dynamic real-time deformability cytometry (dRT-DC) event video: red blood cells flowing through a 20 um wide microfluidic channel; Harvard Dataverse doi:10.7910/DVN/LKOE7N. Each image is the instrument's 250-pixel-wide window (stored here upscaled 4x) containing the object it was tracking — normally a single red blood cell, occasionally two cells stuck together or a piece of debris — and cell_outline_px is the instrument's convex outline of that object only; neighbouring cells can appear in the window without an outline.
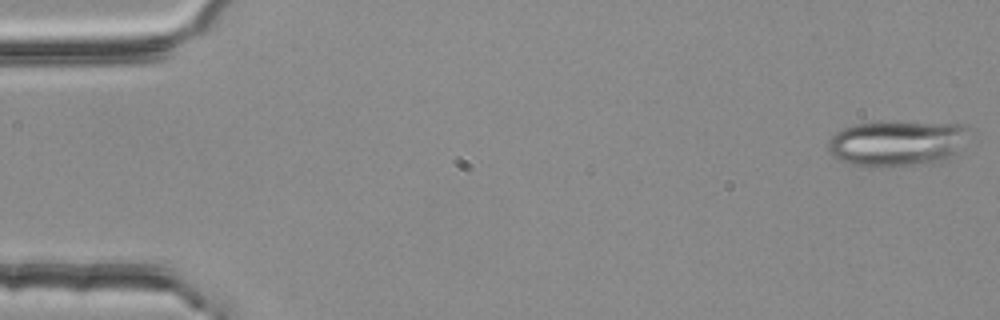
{"species": "common noctule bat (a hibernating species)", "species_latin": "Nyctalus noctula", "temperature_condition": "room temperature", "stored_images_in_passage": 4, "camera_frame_rate_fps": 3000, "um_per_image_px": 0.085, "animal": {"sex": "female", "body_mass_g": 25.1}, "frame": {"image": 1, "passage_image": 1, "time_ms": 0.0, "image_size_px": [1000, 320], "cell_outline_px": [[972, 128], [956, 152], [944, 160], [932, 164], [884, 168], [872, 168], [852, 164], [840, 160], [832, 156], [828, 152], [828, 140], [836, 132], [844, 128], [856, 124], [896, 120], [964, 124]], "centroid_in_image_um": [76.26, 12.17], "position_along_channel_um": 8.7, "area_um2": 38.73}}